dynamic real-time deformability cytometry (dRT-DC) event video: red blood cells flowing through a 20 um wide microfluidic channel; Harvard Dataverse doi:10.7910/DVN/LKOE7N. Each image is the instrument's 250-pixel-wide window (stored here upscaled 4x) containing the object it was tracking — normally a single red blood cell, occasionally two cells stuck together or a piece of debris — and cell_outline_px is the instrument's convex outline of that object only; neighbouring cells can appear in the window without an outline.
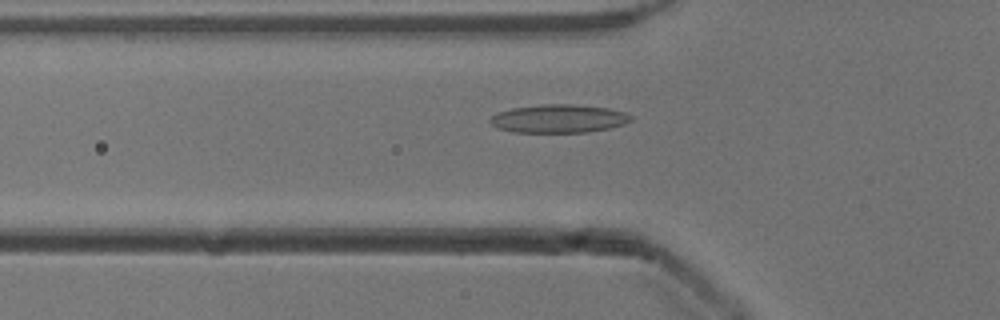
{"species": "common noctule bat (a hibernating species)", "species_latin": "Nyctalus noctula", "temperature_condition": "cold", "stored_images_in_passage": 53, "camera_frame_rate_fps": 3000, "um_per_image_px": 0.085, "animal": {"sex": "male", "body_mass_g": 13.3}, "frame": {"image": 1, "passage_image": 18, "time_ms": 5.667, "image_size_px": [1000, 320], "cell_outline_px": [[632, 120], [624, 124], [608, 128], [588, 132], [512, 132], [496, 128], [488, 120], [496, 112], [512, 108], [544, 104], [572, 104], [608, 108], [624, 112], [632, 116]], "centroid_in_image_um": [47.46, 10.08], "position_along_channel_um": 78.3, "area_um2": 23.24}}
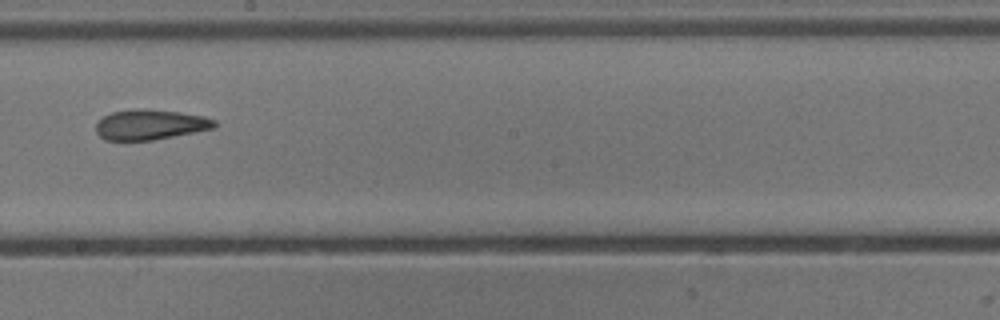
{"frame": {"image": 2, "passage_image": 30, "time_ms": 9.667, "image_size_px": [1000, 320], "cell_outline_px": [[216, 128], [152, 140], [104, 140], [96, 132], [96, 124], [104, 116], [112, 112], [136, 108], [144, 108], [180, 112], [204, 116], [216, 120]], "centroid_in_image_um": [12.78, 10.58], "position_along_channel_um": 235.4, "area_um2": 20.92}}
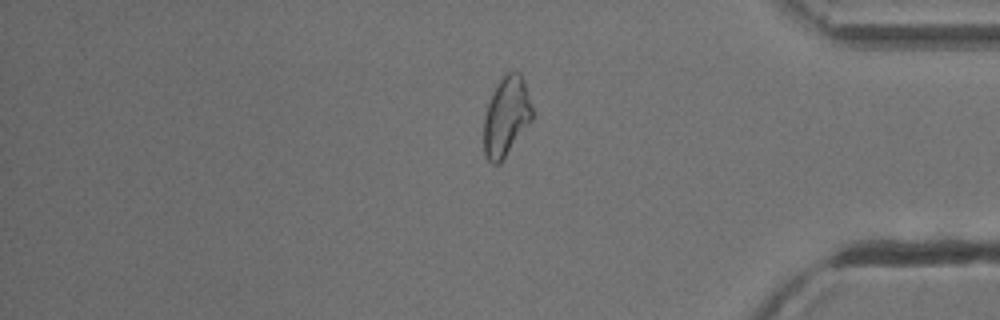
{"frame": {"image": 3, "passage_image": 44, "time_ms": 14.333, "image_size_px": [1000, 320], "cell_outline_px": [[532, 120], [500, 164], [492, 164], [484, 156], [484, 116], [492, 92], [496, 84], [508, 72], [520, 72], [524, 80], [532, 108]], "centroid_in_image_um": [43.02, 9.92], "position_along_channel_um": 392.2, "area_um2": 22.37}, "authors_computed_cell_mechanics": {"area_um2": 22.7732, "velocity_mm_per_s": 3.9034, "shape_relaxation_time_tau1_ms": 8.8679, "shape_relaxation_time_tau2_ms": 2.4758, "deformation_change_tau1": 0.2291, "deformation_change_tau2": 0.1162}}